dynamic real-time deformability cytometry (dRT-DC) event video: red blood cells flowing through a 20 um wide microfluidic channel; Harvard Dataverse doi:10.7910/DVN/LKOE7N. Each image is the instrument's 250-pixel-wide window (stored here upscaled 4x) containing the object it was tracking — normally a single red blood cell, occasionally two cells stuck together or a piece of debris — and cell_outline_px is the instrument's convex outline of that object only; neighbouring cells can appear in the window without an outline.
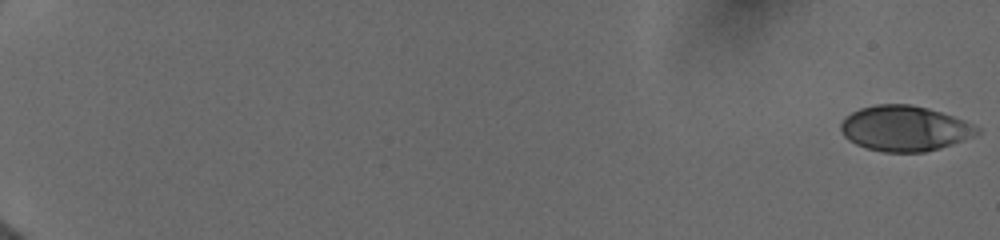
{"species": "human", "species_latin": "Homo sapiens", "temperature_condition": "cold", "stored_images_in_passage": 12, "camera_frame_rate_fps": 3000, "um_per_image_px": 0.085, "donor": {"sex": "female"}, "frame": {"image": 1, "passage_image": 1, "time_ms": 0.0, "image_size_px": [1000, 240], "cell_outline_px": [[980, 132], [964, 140], [940, 148], [924, 152], [884, 152], [868, 148], [856, 144], [848, 140], [844, 136], [840, 128], [840, 124], [852, 112], [860, 108], [876, 104], [912, 104], [928, 108], [964, 120], [980, 128]], "centroid_in_image_um": [76.89, 10.91], "position_along_channel_um": 8.1, "area_um2": 35.84}}
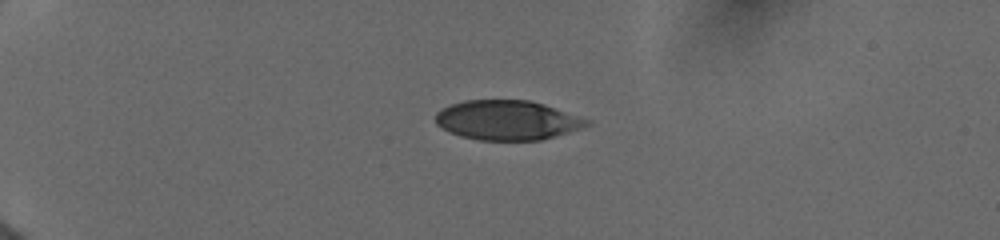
{"frame": {"image": 2, "passage_image": 8, "time_ms": 5.0, "image_size_px": [1000, 240], "cell_outline_px": [[592, 124], [580, 128], [540, 140], [480, 140], [460, 136], [448, 132], [440, 128], [436, 124], [436, 112], [452, 104], [464, 100], [528, 100], [544, 104], [592, 120]], "centroid_in_image_um": [43.11, 10.21], "position_along_channel_um": 41.9, "area_um2": 34.85}}